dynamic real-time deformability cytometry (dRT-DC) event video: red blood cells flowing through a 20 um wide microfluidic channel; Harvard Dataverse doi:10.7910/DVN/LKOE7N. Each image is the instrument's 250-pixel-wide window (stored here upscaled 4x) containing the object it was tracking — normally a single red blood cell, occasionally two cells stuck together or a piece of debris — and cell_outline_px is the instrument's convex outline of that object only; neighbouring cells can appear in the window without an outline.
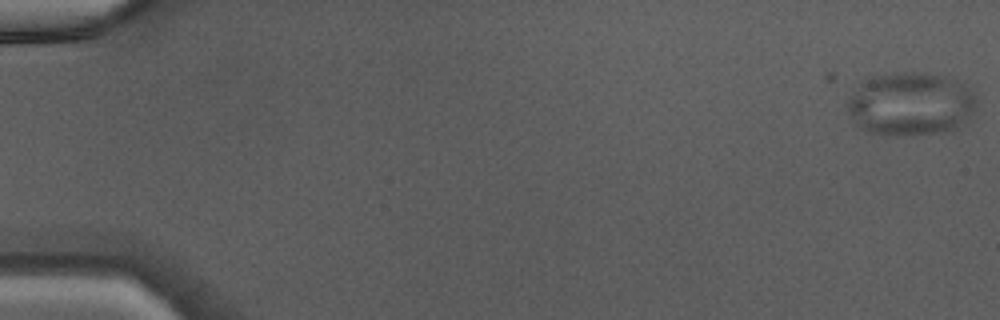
{"species": "Egyptian fruit bat (a non-hibernating species)", "species_latin": "Rousettus aegyptiacus", "temperature_condition": "warm", "stored_images_in_passage": 47, "camera_frame_rate_fps": 3000, "um_per_image_px": 0.085, "animal": {"sex": "male"}, "frame": {"image": 1, "passage_image": 1, "time_ms": 0.0, "image_size_px": [1000, 320], "cell_outline_px": [[976, 104], [972, 116], [968, 120], [956, 128], [948, 132], [868, 132], [848, 116], [844, 104], [868, 72], [924, 72], [944, 76], [956, 80], [964, 84], [972, 92], [976, 100]], "centroid_in_image_um": [77.35, 8.74], "position_along_channel_um": 7.6, "area_um2": 47.8}}
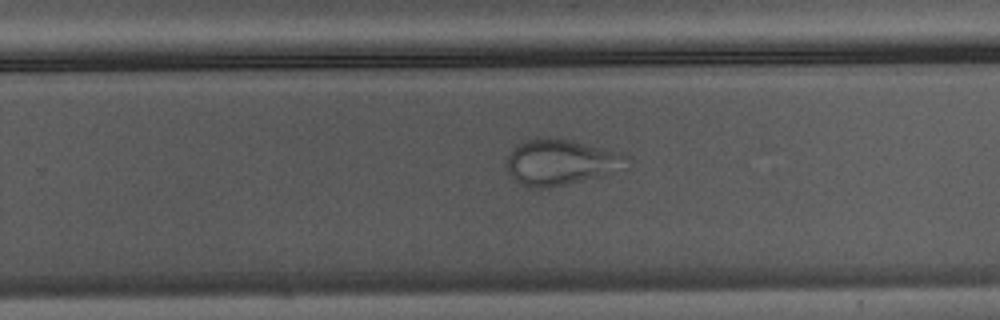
{"frame": {"image": 2, "passage_image": 31, "time_ms": 10.0, "image_size_px": [1000, 320], "cell_outline_px": [[632, 164], [596, 176], [564, 184], [544, 188], [528, 188], [520, 184], [508, 172], [508, 156], [512, 148], [516, 144], [528, 140], [572, 140], [620, 152], [628, 156], [632, 160]], "centroid_in_image_um": [47.67, 13.79], "position_along_channel_um": 282.1, "area_um2": 31.1}}
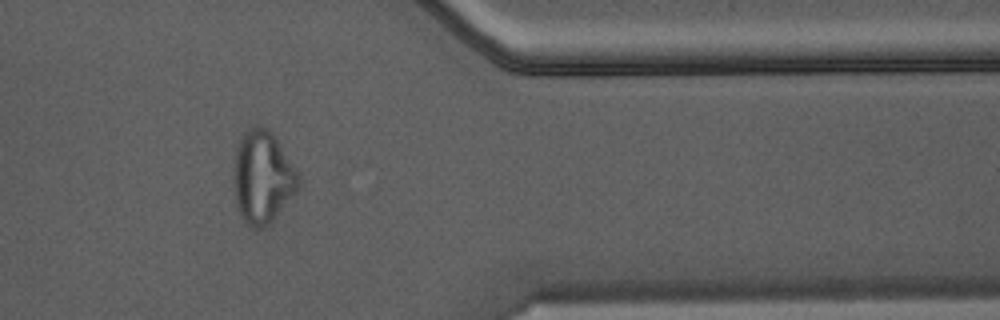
{"frame": {"image": 3, "passage_image": 39, "time_ms": 12.667, "image_size_px": [1000, 320], "cell_outline_px": [[300, 184], [272, 224], [264, 228], [248, 228], [244, 224], [236, 208], [232, 184], [232, 168], [236, 148], [240, 136], [252, 124], [260, 124], [268, 128], [276, 136], [300, 176]], "centroid_in_image_um": [22.26, 15.06], "position_along_channel_um": 389.1, "area_um2": 36.3}}